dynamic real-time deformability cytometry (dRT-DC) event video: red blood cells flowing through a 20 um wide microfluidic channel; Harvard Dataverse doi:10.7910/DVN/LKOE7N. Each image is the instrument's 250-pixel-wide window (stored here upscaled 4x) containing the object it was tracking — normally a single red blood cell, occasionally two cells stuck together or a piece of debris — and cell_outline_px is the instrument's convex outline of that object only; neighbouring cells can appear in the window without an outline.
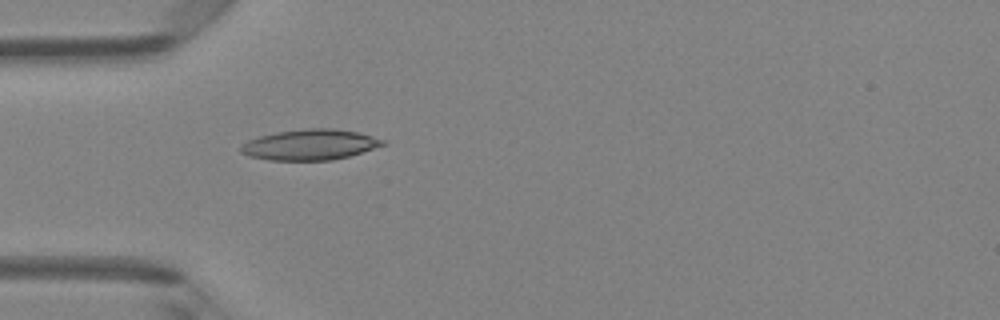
{"species": "Egyptian fruit bat (a non-hibernating species)", "species_latin": "Rousettus aegyptiacus", "temperature_condition": "room temperature", "stored_images_in_passage": 5, "camera_frame_rate_fps": 3000, "um_per_image_px": 0.085, "animal": {"sex": "female"}, "frame": {"image": 1, "passage_image": 5, "time_ms": 1.333, "image_size_px": [1000, 320], "cell_outline_px": [[388, 144], [348, 156], [332, 160], [268, 160], [248, 156], [240, 152], [240, 148], [248, 140], [260, 136], [276, 132], [308, 128], [332, 128], [360, 132], [388, 140]], "centroid_in_image_um": [26.4, 12.29], "position_along_channel_um": 58.6, "area_um2": 25.49}}